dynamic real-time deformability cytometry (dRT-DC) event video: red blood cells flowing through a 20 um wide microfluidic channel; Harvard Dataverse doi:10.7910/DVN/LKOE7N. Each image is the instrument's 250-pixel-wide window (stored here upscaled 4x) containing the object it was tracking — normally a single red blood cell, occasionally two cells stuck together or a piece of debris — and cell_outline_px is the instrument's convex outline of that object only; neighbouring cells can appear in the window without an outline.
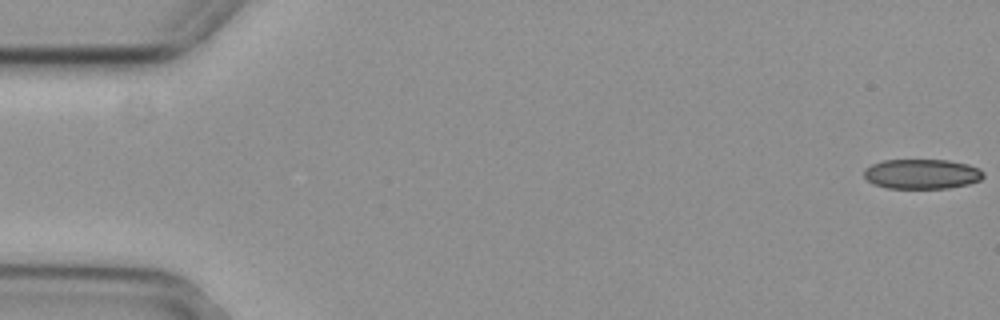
{"species": "common noctule bat (a hibernating species)", "species_latin": "Nyctalus noctula", "temperature_condition": "cold", "stored_images_in_passage": 5, "camera_frame_rate_fps": 3000, "um_per_image_px": 0.085, "animal": {"sex": "female", "body_mass_g": 29.2, "forearm_length_mm": 56.3}, "frame": {"image": 1, "passage_image": 1, "time_ms": 0.0, "image_size_px": [1000, 320], "cell_outline_px": [[984, 176], [980, 180], [968, 184], [948, 188], [888, 188], [872, 184], [864, 176], [864, 168], [872, 164], [884, 160], [948, 160], [968, 164], [980, 168], [984, 172]], "centroid_in_image_um": [78.36, 14.78], "position_along_channel_um": 6.6, "area_um2": 20.87}}